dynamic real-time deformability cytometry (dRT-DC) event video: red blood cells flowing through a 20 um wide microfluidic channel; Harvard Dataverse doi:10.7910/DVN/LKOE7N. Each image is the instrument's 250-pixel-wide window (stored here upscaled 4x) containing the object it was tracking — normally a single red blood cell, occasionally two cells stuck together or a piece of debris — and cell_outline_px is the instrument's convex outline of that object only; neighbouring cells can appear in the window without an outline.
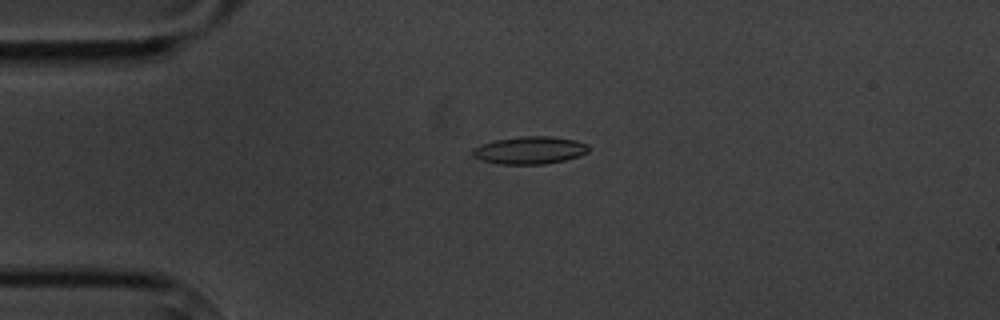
{"species": "common noctule bat (a hibernating species)", "species_latin": "Nyctalus noctula", "temperature_condition": "cold", "stored_images_in_passage": 3, "camera_frame_rate_fps": 3000, "um_per_image_px": 0.085, "animal": {"sex": "male", "body_mass_g": 20.1, "forearm_length_mm": 53.5}, "frame": {"image": 1, "passage_image": 1, "time_ms": 0.0, "image_size_px": [1000, 320], "cell_outline_px": [[588, 152], [580, 156], [564, 160], [544, 164], [500, 164], [480, 160], [472, 156], [472, 148], [496, 140], [524, 136], [552, 136], [576, 140], [588, 144]], "centroid_in_image_um": [45.04, 12.77], "position_along_channel_um": 40.0, "area_um2": 18.61}}
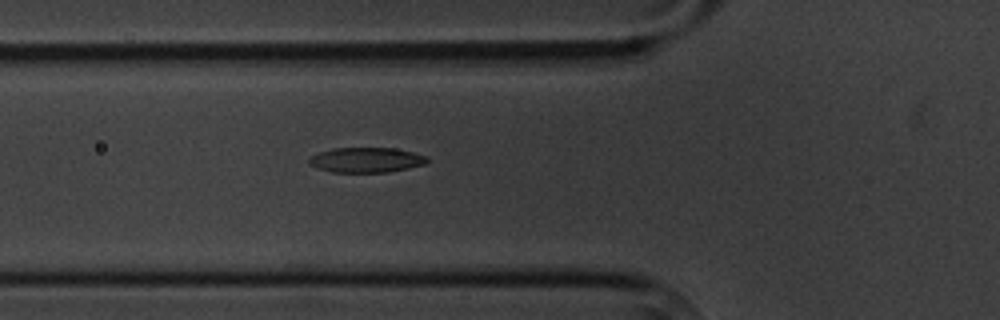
{"frame": {"image": 2, "passage_image": 3, "time_ms": 2.333, "image_size_px": [1000, 320], "cell_outline_px": [[428, 160], [424, 164], [408, 168], [388, 172], [332, 172], [316, 168], [308, 164], [308, 160], [312, 156], [320, 152], [332, 148], [396, 148], [428, 156]], "centroid_in_image_um": [31.12, 13.59], "position_along_channel_um": 94.7, "area_um2": 17.22}}